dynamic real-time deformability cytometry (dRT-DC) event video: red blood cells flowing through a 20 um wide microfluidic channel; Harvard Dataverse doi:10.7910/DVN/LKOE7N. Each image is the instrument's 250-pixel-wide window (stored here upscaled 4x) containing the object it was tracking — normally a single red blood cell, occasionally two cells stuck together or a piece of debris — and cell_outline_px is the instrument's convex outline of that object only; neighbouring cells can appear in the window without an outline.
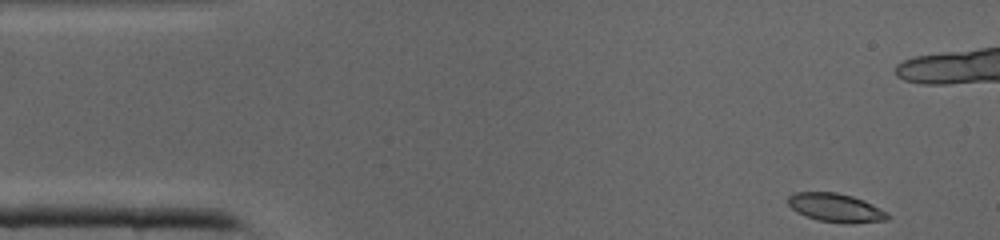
{"species": "common noctule bat (a hibernating species)", "species_latin": "Nyctalus noctula", "temperature_condition": "cold", "stored_images_in_passage": 40, "camera_frame_rate_fps": 3000, "um_per_image_px": 0.085, "animal": {"sex": "male", "body_mass_g": 19.0, "forearm_length_mm": 50.8}, "frame": {"image": 1, "passage_image": 1, "time_ms": 0.0, "image_size_px": [1000, 240], "cell_outline_px": [[888, 220], [852, 224], [844, 224], [816, 220], [804, 216], [796, 212], [788, 204], [788, 196], [796, 192], [836, 192], [852, 196], [864, 200], [888, 212]], "centroid_in_image_um": [71.04, 17.67], "position_along_channel_um": 14.0, "area_um2": 16.88}}
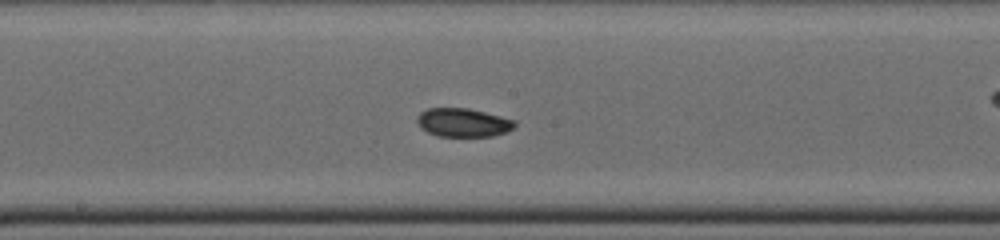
{"frame": {"image": 2, "passage_image": 19, "time_ms": 6.0, "image_size_px": [1000, 240], "cell_outline_px": [[516, 124], [512, 128], [504, 132], [492, 136], [436, 136], [428, 132], [416, 120], [420, 112], [428, 108], [468, 108], [516, 120]], "centroid_in_image_um": [39.37, 10.41], "position_along_channel_um": 208.8, "area_um2": 16.01}}
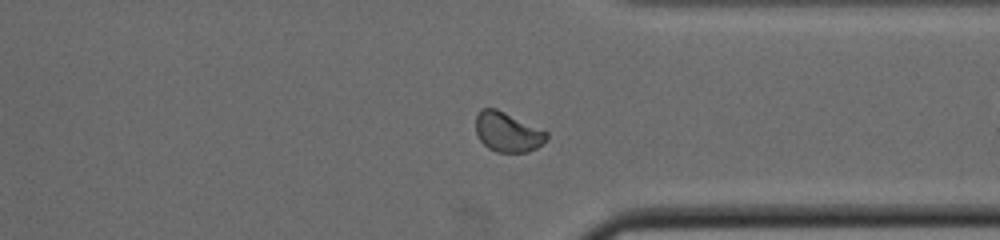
{"frame": {"image": 3, "passage_image": 29, "time_ms": 9.333, "image_size_px": [1000, 240], "cell_outline_px": [[548, 140], [536, 148], [528, 152], [496, 152], [488, 148], [480, 140], [476, 132], [476, 116], [484, 108], [496, 108], [548, 132]], "centroid_in_image_um": [43.16, 11.24], "position_along_channel_um": 368.2, "area_um2": 16.3}}